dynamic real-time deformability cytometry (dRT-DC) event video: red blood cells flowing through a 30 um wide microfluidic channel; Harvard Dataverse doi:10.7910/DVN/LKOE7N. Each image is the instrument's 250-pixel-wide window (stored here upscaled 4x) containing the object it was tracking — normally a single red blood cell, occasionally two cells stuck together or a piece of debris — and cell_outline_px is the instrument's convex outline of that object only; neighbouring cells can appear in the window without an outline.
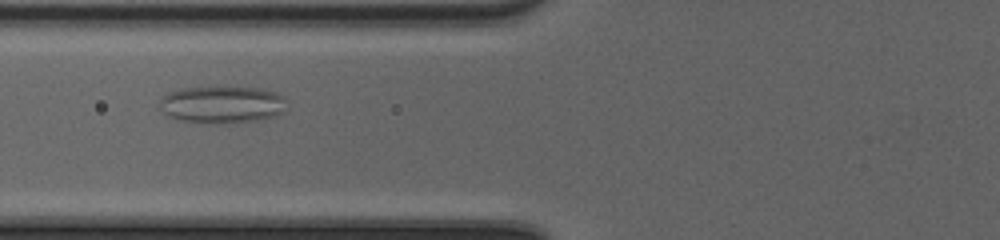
{"species": "common noctule bat (a hibernating species)", "species_latin": "Nyctalus noctula", "temperature_condition": "cold", "stored_images_in_passage": 42, "camera_frame_rate_fps": 3000, "um_per_image_px": 0.085, "animal": {"sex": "female", "body_mass_g": 20.0, "forearm_length_mm": 54.0}, "frame": {"image": 1, "passage_image": 12, "time_ms": 3.667, "image_size_px": [1000, 240], "cell_outline_px": [[284, 112], [276, 116], [256, 120], [208, 124], [196, 124], [176, 120], [168, 116], [164, 112], [160, 104], [160, 100], [168, 92], [184, 88], [260, 88], [276, 92], [284, 96]], "centroid_in_image_um": [18.85, 8.91], "position_along_channel_um": 106.9, "area_um2": 27.46}}
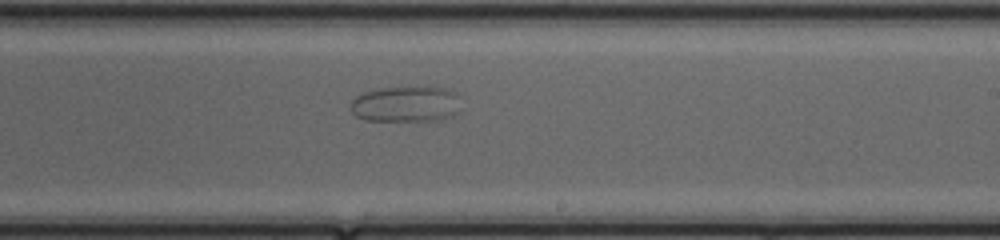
{"frame": {"image": 2, "passage_image": 23, "time_ms": 7.333, "image_size_px": [1000, 240], "cell_outline_px": [[460, 112], [452, 116], [440, 120], [364, 120], [356, 116], [352, 112], [352, 100], [356, 96], [364, 92], [380, 88], [444, 88], [456, 92]], "centroid_in_image_um": [34.51, 8.86], "position_along_channel_um": 254.5, "area_um2": 22.72}}
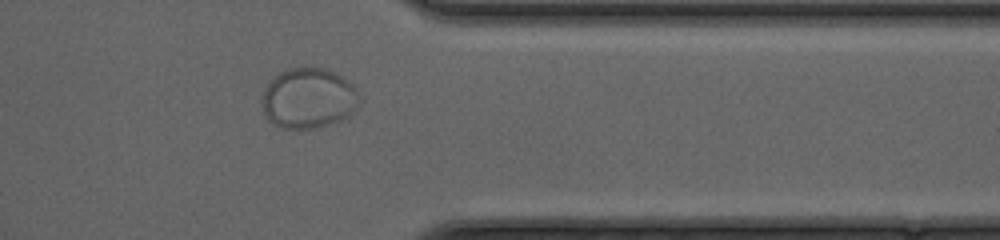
{"frame": {"image": 3, "passage_image": 33, "time_ms": 10.667, "image_size_px": [1000, 240], "cell_outline_px": [[356, 108], [348, 116], [340, 120], [328, 124], [312, 128], [280, 128], [272, 124], [268, 120], [264, 112], [264, 88], [280, 72], [288, 68], [320, 68], [332, 72], [348, 80], [352, 84], [356, 92]], "centroid_in_image_um": [26.19, 8.36], "position_along_channel_um": 385.2, "area_um2": 33.41}}